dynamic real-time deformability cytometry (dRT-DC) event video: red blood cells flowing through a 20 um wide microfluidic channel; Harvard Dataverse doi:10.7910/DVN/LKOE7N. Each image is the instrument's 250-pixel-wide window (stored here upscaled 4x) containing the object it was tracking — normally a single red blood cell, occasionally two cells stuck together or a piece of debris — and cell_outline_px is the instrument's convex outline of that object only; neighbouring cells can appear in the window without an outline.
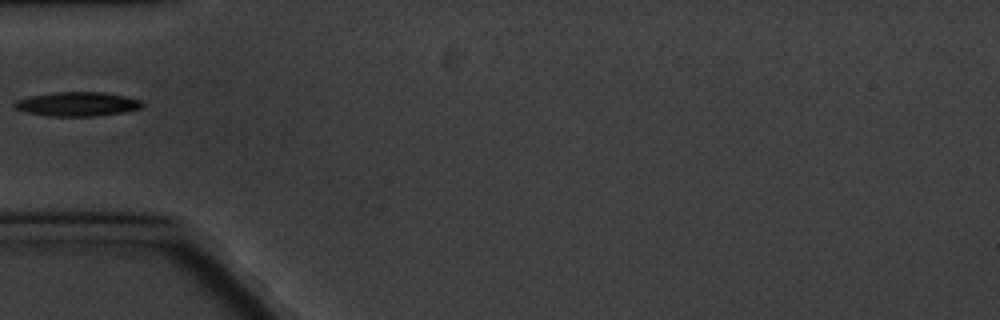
{"species": "common noctule bat (a hibernating species)", "species_latin": "Nyctalus noctula", "temperature_condition": "cold", "stored_images_in_passage": 1, "camera_frame_rate_fps": 3000, "um_per_image_px": 0.085, "animal": {"sex": "male", "body_mass_g": 20.1, "forearm_length_mm": 53.5}, "frame": {"image": 1, "passage_image": 1, "time_ms": 0.0, "image_size_px": [1000, 320], "cell_outline_px": [[144, 104], [140, 108], [124, 112], [92, 116], [52, 116], [24, 112], [16, 108], [12, 104], [16, 100], [32, 96], [56, 92], [104, 92], [124, 96], [140, 100]], "centroid_in_image_um": [6.56, 8.84], "position_along_channel_um": 78.4, "area_um2": 17.8}}